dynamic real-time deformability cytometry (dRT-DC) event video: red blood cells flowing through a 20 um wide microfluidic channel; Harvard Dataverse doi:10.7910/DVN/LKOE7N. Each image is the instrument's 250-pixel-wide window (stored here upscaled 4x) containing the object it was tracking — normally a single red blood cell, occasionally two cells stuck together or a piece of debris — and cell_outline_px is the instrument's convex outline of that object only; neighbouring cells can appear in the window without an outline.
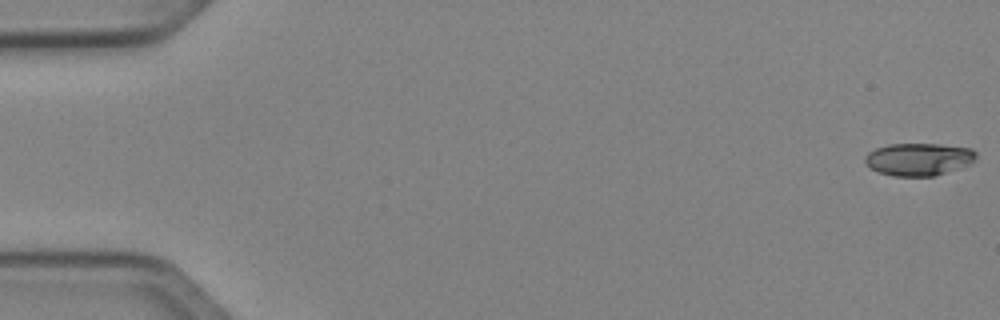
{"species": "Egyptian fruit bat (a non-hibernating species)", "species_latin": "Rousettus aegyptiacus", "temperature_condition": "cold", "stored_images_in_passage": 51, "camera_frame_rate_fps": 3000, "um_per_image_px": 0.085, "animal": {"sex": "female"}, "frame": {"image": 1, "passage_image": 1, "time_ms": 0.0, "image_size_px": [1000, 320], "cell_outline_px": [[976, 160], [972, 164], [936, 176], [892, 176], [880, 172], [864, 164], [864, 156], [868, 152], [876, 148], [888, 144], [940, 144], [972, 148], [976, 152]], "centroid_in_image_um": [78.11, 13.53], "position_along_channel_um": 6.9, "area_um2": 21.39}}
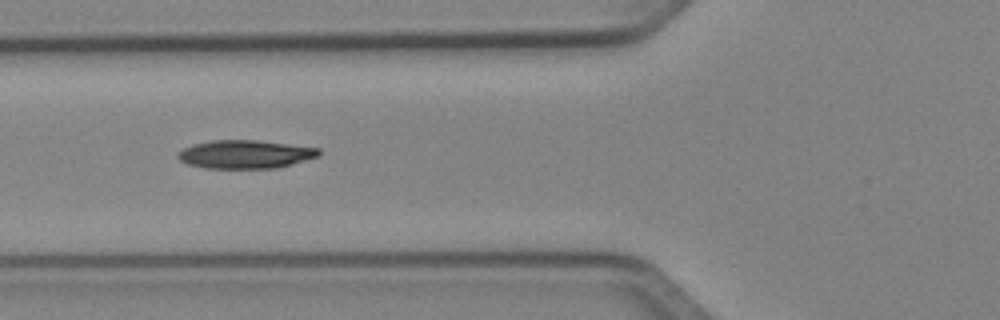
{"frame": {"image": 2, "passage_image": 20, "time_ms": 6.333, "image_size_px": [1000, 320], "cell_outline_px": [[320, 156], [276, 168], [204, 168], [188, 164], [180, 160], [176, 156], [176, 152], [192, 144], [212, 140], [256, 140], [320, 148]], "centroid_in_image_um": [20.81, 13.11], "position_along_channel_um": 105.0, "area_um2": 23.29}}
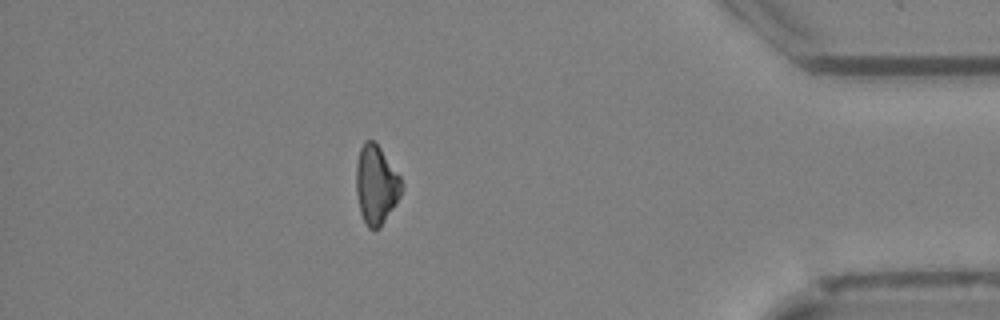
{"frame": {"image": 3, "passage_image": 45, "time_ms": 14.667, "image_size_px": [1000, 320], "cell_outline_px": [[404, 188], [400, 196], [380, 228], [368, 228], [360, 212], [356, 192], [356, 164], [360, 148], [364, 140], [372, 140], [380, 148], [400, 176], [404, 184]], "centroid_in_image_um": [31.97, 15.7], "position_along_channel_um": 403.2, "area_um2": 20.81}, "authors_computed_cell_mechanics": {"area_um2": 22.3686, "velocity_mm_per_s": 4.0719, "shape_relaxation_time_tau1_ms": 5.5482, "shape_relaxation_time_tau2_ms": null, "deformation_change_tau1": 0.1481, "deformation_change_tau2": null}}